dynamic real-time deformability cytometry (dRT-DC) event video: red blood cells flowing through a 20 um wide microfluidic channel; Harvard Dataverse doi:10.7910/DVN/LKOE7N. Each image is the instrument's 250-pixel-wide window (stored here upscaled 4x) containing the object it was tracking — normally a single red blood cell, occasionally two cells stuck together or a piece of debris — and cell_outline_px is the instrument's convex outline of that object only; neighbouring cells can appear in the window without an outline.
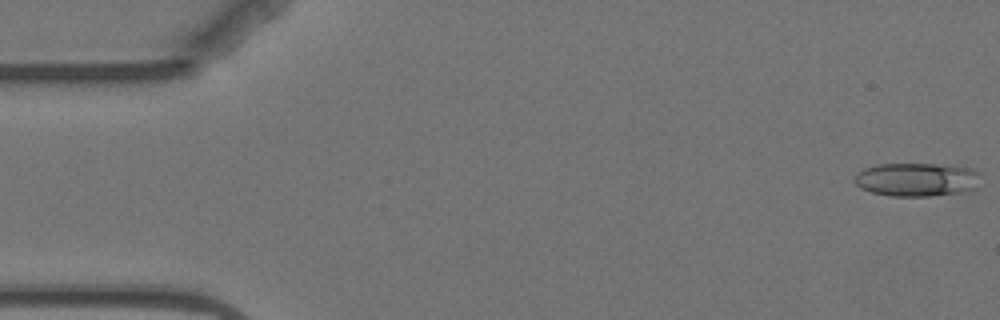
{"species": "Egyptian fruit bat (a non-hibernating species)", "species_latin": "Rousettus aegyptiacus", "temperature_condition": "warm", "stored_images_in_passage": 5, "camera_frame_rate_fps": 3000, "um_per_image_px": 0.085, "animal": {"sex": "female"}, "frame": {"image": 1, "passage_image": 1, "time_ms": 0.0, "image_size_px": [1000, 320], "cell_outline_px": [[976, 188], [972, 192], [932, 196], [892, 196], [872, 192], [860, 188], [852, 180], [864, 168], [880, 164], [956, 164], [972, 168], [976, 172]], "centroid_in_image_um": [77.95, 15.26], "position_along_channel_um": 7.0, "area_um2": 24.91}}
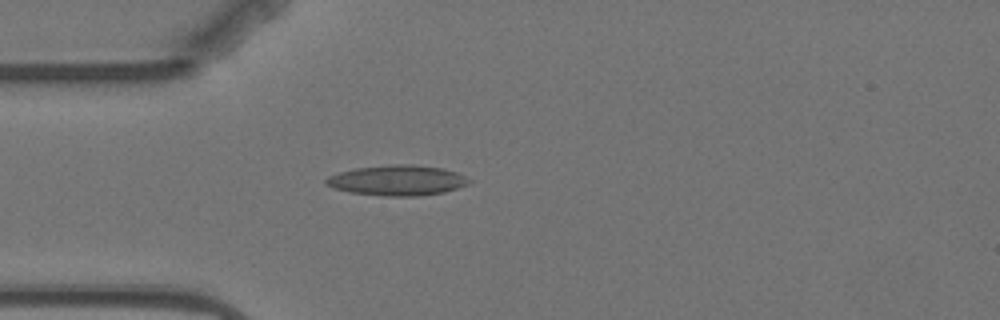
{"frame": {"image": 2, "passage_image": 5, "time_ms": 4.667, "image_size_px": [1000, 320], "cell_outline_px": [[472, 180], [468, 184], [444, 192], [416, 196], [384, 196], [348, 192], [332, 188], [324, 184], [324, 180], [328, 176], [340, 172], [356, 168], [392, 164], [412, 164], [444, 168], [456, 172]], "centroid_in_image_um": [33.74, 15.33], "position_along_channel_um": 51.3, "area_um2": 25.37}}